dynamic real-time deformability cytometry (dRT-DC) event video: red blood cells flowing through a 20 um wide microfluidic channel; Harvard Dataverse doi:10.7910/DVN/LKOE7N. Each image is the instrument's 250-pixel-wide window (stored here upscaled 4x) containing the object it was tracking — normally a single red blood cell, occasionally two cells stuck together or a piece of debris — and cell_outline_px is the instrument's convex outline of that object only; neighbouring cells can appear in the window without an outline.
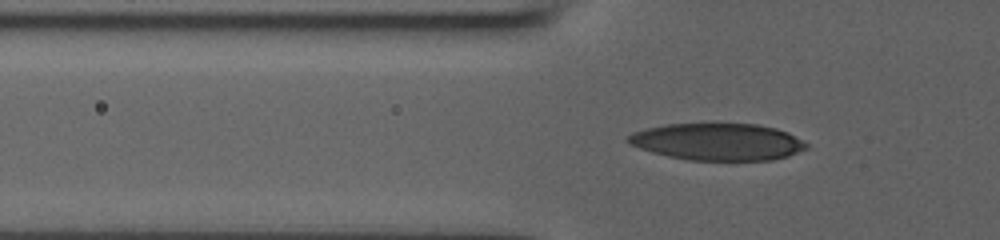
{"species": "human", "species_latin": "Homo sapiens", "temperature_condition": "room temperature", "stored_images_in_passage": 30, "camera_frame_rate_fps": 3000, "um_per_image_px": 0.085, "donor": {"sex": "male"}, "frame": {"image": 1, "passage_image": 2, "time_ms": 0.333, "image_size_px": [1000, 240], "cell_outline_px": [[808, 148], [788, 156], [772, 160], [688, 160], [668, 156], [652, 152], [628, 144], [624, 140], [632, 132], [664, 124], [756, 124], [776, 128], [788, 132], [808, 144]], "centroid_in_image_um": [60.99, 12.05], "position_along_channel_um": 64.8, "area_um2": 38.44}}
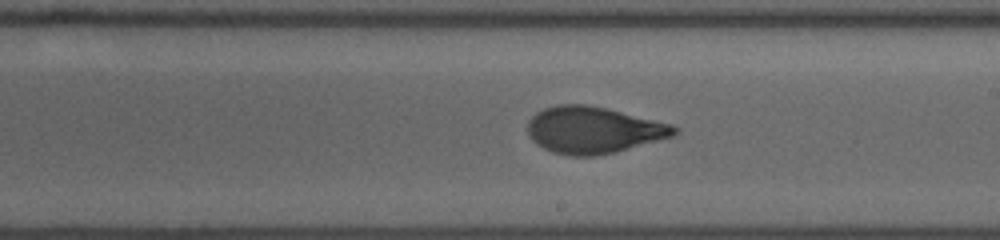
{"frame": {"image": 2, "passage_image": 15, "time_ms": 4.667, "image_size_px": [1000, 240], "cell_outline_px": [[680, 128], [672, 136], [616, 152], [596, 156], [572, 156], [552, 152], [536, 144], [532, 140], [528, 132], [528, 120], [536, 112], [544, 108], [556, 104], [584, 104], [604, 108], [672, 124]], "centroid_in_image_um": [50.4, 11.05], "position_along_channel_um": 238.6, "area_um2": 39.71}}
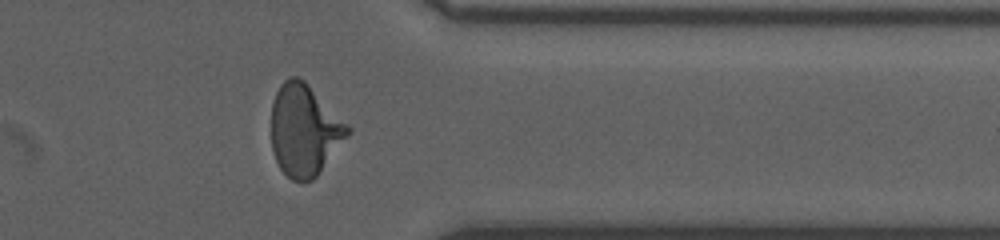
{"frame": {"image": 3, "passage_image": 26, "time_ms": 8.333, "image_size_px": [1000, 240], "cell_outline_px": [[352, 132], [316, 176], [312, 180], [292, 180], [280, 168], [276, 160], [272, 148], [272, 104], [276, 92], [280, 84], [288, 76], [296, 76], [304, 80], [352, 128]], "centroid_in_image_um": [25.89, 11.04], "position_along_channel_um": 385.5, "area_um2": 40.52}}